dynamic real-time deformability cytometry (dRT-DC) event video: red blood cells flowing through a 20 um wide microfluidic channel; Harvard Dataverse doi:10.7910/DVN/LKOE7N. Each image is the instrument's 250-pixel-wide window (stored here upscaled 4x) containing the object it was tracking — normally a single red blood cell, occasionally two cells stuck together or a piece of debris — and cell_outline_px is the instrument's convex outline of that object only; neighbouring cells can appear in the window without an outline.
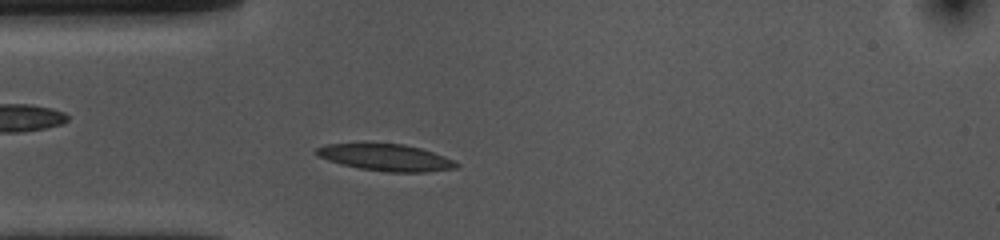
{"species": "common noctule bat (a hibernating species)", "species_latin": "Nyctalus noctula", "temperature_condition": "cold", "stored_images_in_passage": 45, "camera_frame_rate_fps": 3000, "um_per_image_px": 0.085, "animal": {"sex": "female", "body_mass_g": 10.0, "forearm_length_mm": 53.1}, "frame": {"image": 1, "passage_image": 8, "time_ms": 2.333, "image_size_px": [1000, 240], "cell_outline_px": [[460, 164], [456, 168], [428, 172], [388, 172], [360, 168], [340, 164], [316, 156], [316, 148], [328, 144], [360, 140], [364, 140], [404, 144], [420, 148], [444, 156]], "centroid_in_image_um": [32.71, 13.33], "position_along_channel_um": 52.3, "area_um2": 22.72}}
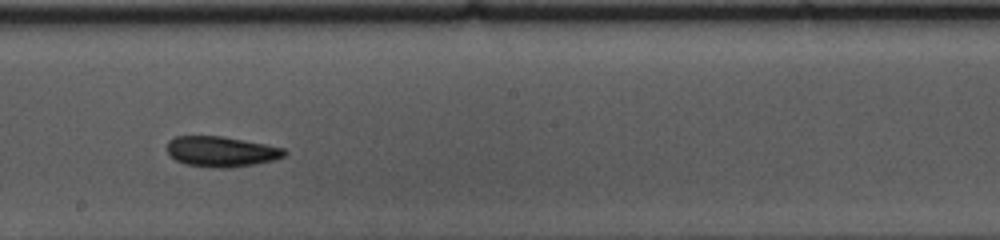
{"frame": {"image": 2, "passage_image": 23, "time_ms": 7.333, "image_size_px": [1000, 240], "cell_outline_px": [[288, 152], [284, 156], [272, 160], [256, 164], [228, 168], [212, 168], [184, 164], [176, 160], [168, 152], [168, 140], [176, 136], [224, 136], [284, 148]], "centroid_in_image_um": [18.8, 12.88], "position_along_channel_um": 229.4, "area_um2": 20.81}}
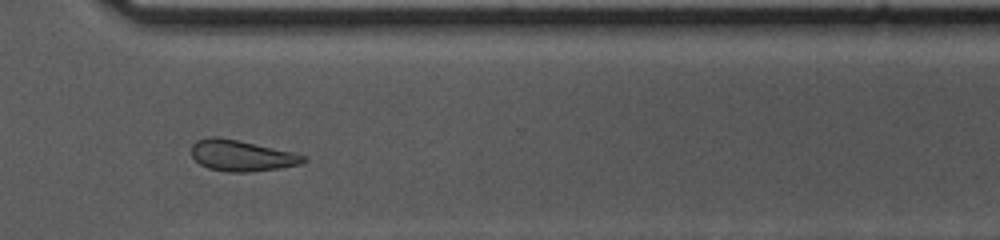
{"frame": {"image": 3, "passage_image": 33, "time_ms": 10.667, "image_size_px": [1000, 240], "cell_outline_px": [[308, 160], [300, 164], [280, 168], [248, 172], [228, 172], [208, 168], [200, 164], [192, 156], [192, 144], [196, 140], [208, 136], [220, 136], [240, 140], [292, 152], [304, 156]], "centroid_in_image_um": [20.5, 13.21], "position_along_channel_um": 350.1, "area_um2": 20.35}, "authors_computed_cell_mechanics": {"area_um2": 20.808, "velocity_mm_per_s": 3.6254, "shape_relaxation_time_tau1_ms": 4.039, "shape_relaxation_time_tau2_ms": 10.2016, "deformation_change_tau1": 0.1297, "deformation_change_tau2": 0.1632}}